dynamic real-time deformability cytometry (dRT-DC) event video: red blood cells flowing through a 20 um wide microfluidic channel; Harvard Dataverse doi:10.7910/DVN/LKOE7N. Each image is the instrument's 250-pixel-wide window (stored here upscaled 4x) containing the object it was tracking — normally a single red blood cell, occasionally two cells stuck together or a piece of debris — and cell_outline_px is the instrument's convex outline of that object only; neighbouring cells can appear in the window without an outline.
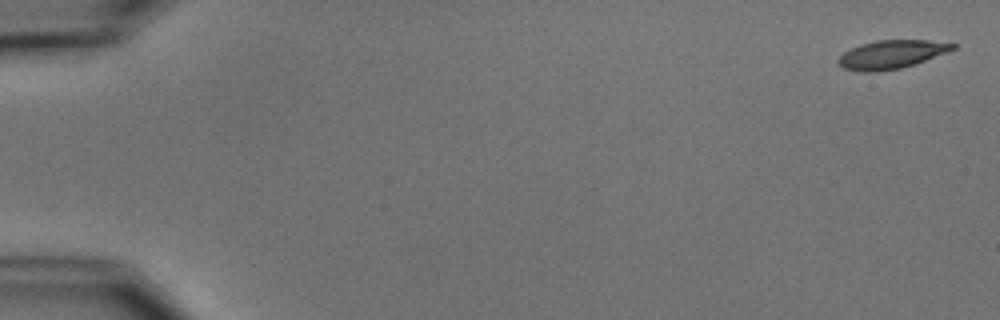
{"species": "common noctule bat (a hibernating species)", "species_latin": "Nyctalus noctula", "temperature_condition": "cold", "stored_images_in_passage": 5, "camera_frame_rate_fps": 3000, "um_per_image_px": 0.085, "animal": {"sex": "male", "body_mass_g": 15.6}, "frame": {"image": 1, "passage_image": 1, "time_ms": 0.0, "image_size_px": [1000, 320], "cell_outline_px": [[956, 48], [924, 60], [900, 68], [876, 72], [860, 72], [844, 68], [836, 64], [836, 60], [844, 52], [860, 44], [876, 40], [928, 40], [956, 44]], "centroid_in_image_um": [75.69, 4.63], "position_along_channel_um": 9.3, "area_um2": 18.79}}
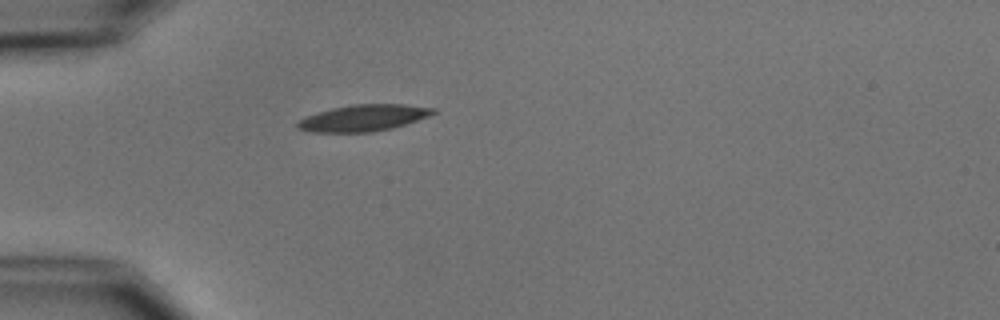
{"frame": {"image": 2, "passage_image": 5, "time_ms": 5.0, "image_size_px": [1000, 320], "cell_outline_px": [[436, 112], [428, 116], [392, 128], [372, 132], [312, 132], [296, 128], [296, 124], [300, 120], [308, 116], [332, 108], [352, 104], [404, 104], [436, 108]], "centroid_in_image_um": [30.9, 10.02], "position_along_channel_um": 54.1, "area_um2": 20.69}}